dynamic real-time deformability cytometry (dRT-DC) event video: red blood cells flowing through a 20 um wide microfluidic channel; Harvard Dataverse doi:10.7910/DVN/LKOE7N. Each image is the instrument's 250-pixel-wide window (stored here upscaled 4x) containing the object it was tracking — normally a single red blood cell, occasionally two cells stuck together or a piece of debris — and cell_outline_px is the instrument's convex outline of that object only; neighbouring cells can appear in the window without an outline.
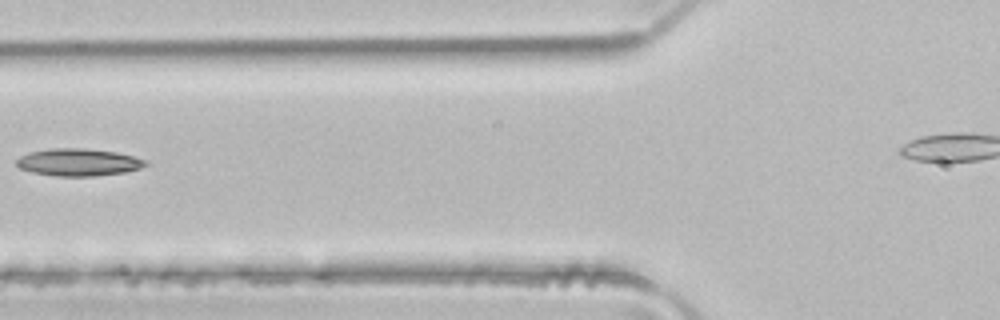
{"species": "common noctule bat (a hibernating species)", "species_latin": "Nyctalus noctula", "temperature_condition": "room temperature", "stored_images_in_passage": 7, "segment_of_instrument_passage": [1, 2], "camera_frame_rate_fps": 3000, "um_per_image_px": 0.085, "animal": {"sex": "male", "body_mass_g": 21.5, "forearm_length_mm": 52.0}, "frame": {"image": 1, "passage_image": 6, "time_ms": 1.667, "image_size_px": [1000, 320], "cell_outline_px": [[148, 164], [140, 168], [124, 172], [96, 176], [56, 176], [32, 172], [20, 168], [16, 164], [16, 160], [20, 156], [28, 152], [52, 148], [84, 148], [116, 152], [148, 160]], "centroid_in_image_um": [6.66, 13.79], "position_along_channel_um": 119.1, "area_um2": 20.58}}